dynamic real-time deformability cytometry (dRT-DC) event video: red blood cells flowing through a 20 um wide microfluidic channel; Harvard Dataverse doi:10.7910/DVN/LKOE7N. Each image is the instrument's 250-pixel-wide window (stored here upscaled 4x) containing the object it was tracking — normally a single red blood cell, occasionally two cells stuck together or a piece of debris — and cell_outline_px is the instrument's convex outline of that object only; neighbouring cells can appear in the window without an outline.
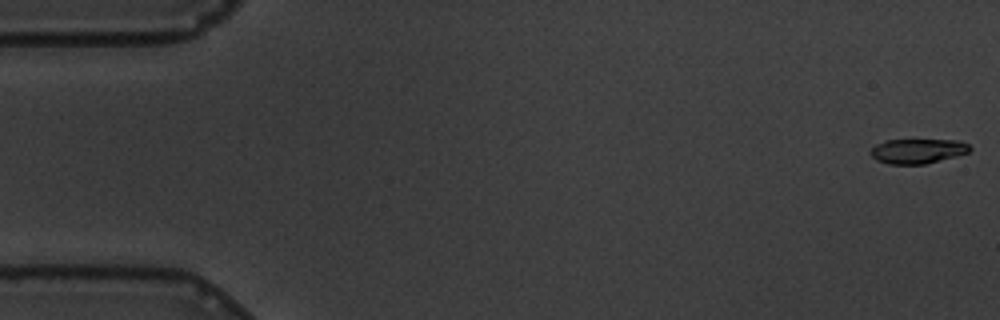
{"species": "common noctule bat (a hibernating species)", "species_latin": "Nyctalus noctula", "temperature_condition": "warm", "stored_images_in_passage": 4, "camera_frame_rate_fps": 3000, "um_per_image_px": 0.085, "animal": {"sex": "male", "body_mass_g": 19.5, "forearm_length_mm": 54.6}, "frame": {"image": 1, "passage_image": 1, "time_ms": 0.0, "image_size_px": [1000, 320], "cell_outline_px": [[972, 148], [968, 152], [956, 156], [924, 164], [888, 164], [876, 160], [868, 152], [876, 144], [884, 140], [960, 140], [968, 144]], "centroid_in_image_um": [77.98, 12.83], "position_along_channel_um": 7.0, "area_um2": 14.33}}